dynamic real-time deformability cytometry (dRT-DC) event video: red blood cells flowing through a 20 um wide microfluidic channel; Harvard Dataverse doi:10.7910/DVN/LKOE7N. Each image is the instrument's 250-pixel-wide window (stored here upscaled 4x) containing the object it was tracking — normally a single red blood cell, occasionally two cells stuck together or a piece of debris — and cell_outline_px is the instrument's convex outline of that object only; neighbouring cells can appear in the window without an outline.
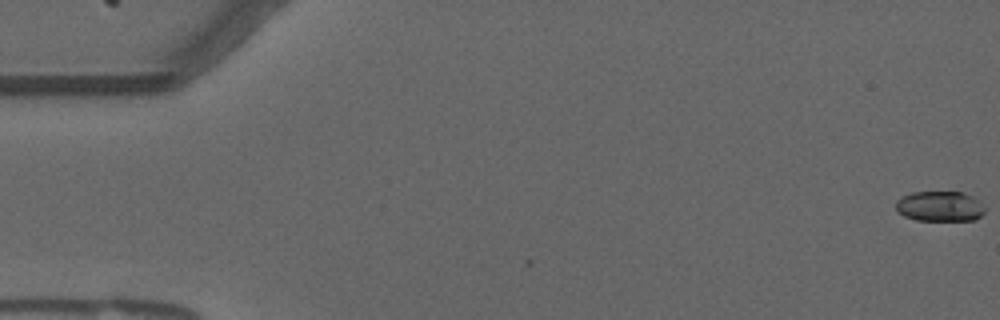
{"species": "common noctule bat (a hibernating species)", "species_latin": "Nyctalus noctula", "temperature_condition": "warm", "stored_images_in_passage": 3, "camera_frame_rate_fps": 3000, "um_per_image_px": 0.085, "animal": {"sex": "male", "forearm_length_mm": 52.5}, "frame": {"image": 1, "passage_image": 3, "time_ms": 0.667, "image_size_px": [1000, 320], "cell_outline_px": [[984, 212], [976, 220], [916, 220], [904, 216], [896, 208], [896, 200], [912, 192], [964, 192], [972, 196], [984, 208]], "centroid_in_image_um": [79.87, 17.54], "position_along_channel_um": 5.1, "area_um2": 15.49}}